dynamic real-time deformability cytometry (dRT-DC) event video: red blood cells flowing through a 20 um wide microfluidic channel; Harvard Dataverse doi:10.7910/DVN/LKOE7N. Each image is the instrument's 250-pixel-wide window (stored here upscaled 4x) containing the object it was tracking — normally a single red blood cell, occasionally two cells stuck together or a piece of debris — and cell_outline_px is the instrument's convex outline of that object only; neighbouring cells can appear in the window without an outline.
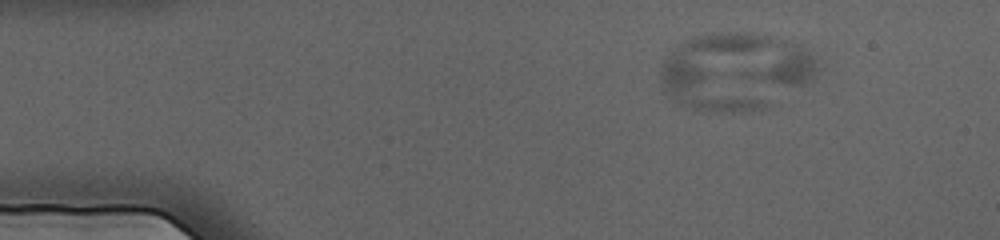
{"species": "human", "species_latin": "Homo sapiens", "temperature_condition": "cold", "stored_images_in_passage": 53, "segment_of_instrument_passage": [2, 2], "camera_frame_rate_fps": 3000, "um_per_image_px": 0.085, "donor": {"sex": "female"}, "frame": {"image": 1, "passage_image": 3, "time_ms": 0.667, "image_size_px": [1000, 240], "cell_outline_px": [[824, 68], [816, 80], [764, 108], [748, 112], [692, 112], [684, 108], [672, 100], [664, 92], [660, 84], [660, 64], [684, 40], [692, 36], [712, 32], [756, 32], [800, 44], [812, 52], [820, 60]], "centroid_in_image_um": [62.56, 6.08], "position_along_channel_um": 22.4, "area_um2": 73.46}}
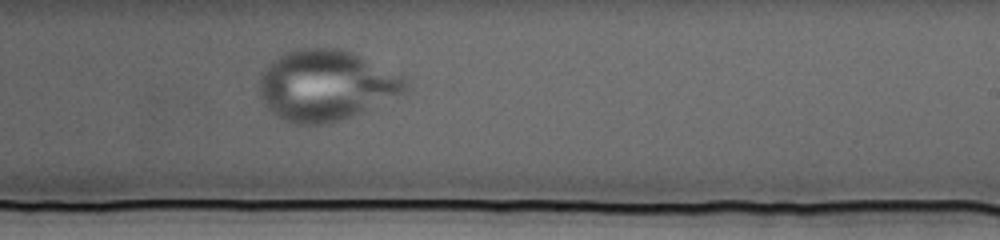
{"frame": {"image": 2, "passage_image": 37, "time_ms": 12.0, "image_size_px": [1000, 240], "cell_outline_px": [[412, 88], [408, 92], [332, 124], [292, 124], [276, 116], [268, 108], [260, 96], [260, 72], [276, 56], [284, 52], [300, 48], [340, 48], [352, 52], [404, 76], [412, 84]], "centroid_in_image_um": [27.74, 7.25], "position_along_channel_um": 261.3, "area_um2": 60.81}}